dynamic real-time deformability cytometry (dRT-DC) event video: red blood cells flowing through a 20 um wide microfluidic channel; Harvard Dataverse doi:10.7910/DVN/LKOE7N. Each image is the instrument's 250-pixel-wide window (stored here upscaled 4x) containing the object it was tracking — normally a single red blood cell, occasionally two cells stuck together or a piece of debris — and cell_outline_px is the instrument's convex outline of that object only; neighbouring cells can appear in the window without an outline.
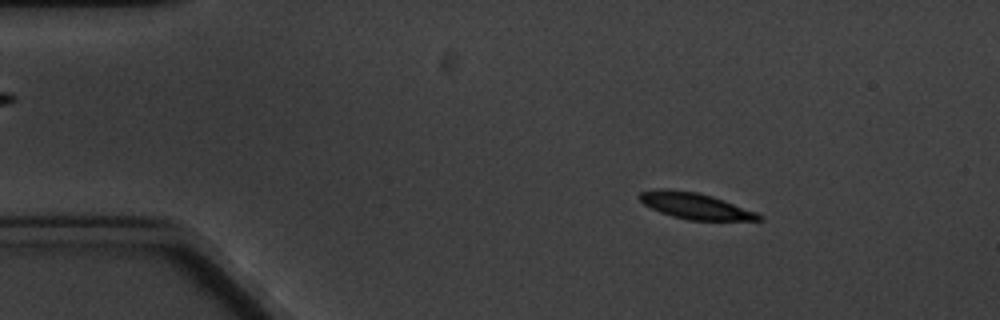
{"species": "common noctule bat (a hibernating species)", "species_latin": "Nyctalus noctula", "temperature_condition": "cold", "stored_images_in_passage": 4, "camera_frame_rate_fps": 3000, "um_per_image_px": 0.085, "animal": {"sex": "male", "body_mass_g": 20.1, "forearm_length_mm": 53.5}, "frame": {"image": 1, "passage_image": 2, "time_ms": 1.0, "image_size_px": [1000, 320], "cell_outline_px": [[764, 220], [688, 220], [672, 216], [660, 212], [644, 204], [636, 196], [640, 192], [656, 188], [668, 188], [696, 192], [712, 196], [724, 200], [756, 212], [764, 216]], "centroid_in_image_um": [59.06, 17.49], "position_along_channel_um": 25.9, "area_um2": 18.26}}